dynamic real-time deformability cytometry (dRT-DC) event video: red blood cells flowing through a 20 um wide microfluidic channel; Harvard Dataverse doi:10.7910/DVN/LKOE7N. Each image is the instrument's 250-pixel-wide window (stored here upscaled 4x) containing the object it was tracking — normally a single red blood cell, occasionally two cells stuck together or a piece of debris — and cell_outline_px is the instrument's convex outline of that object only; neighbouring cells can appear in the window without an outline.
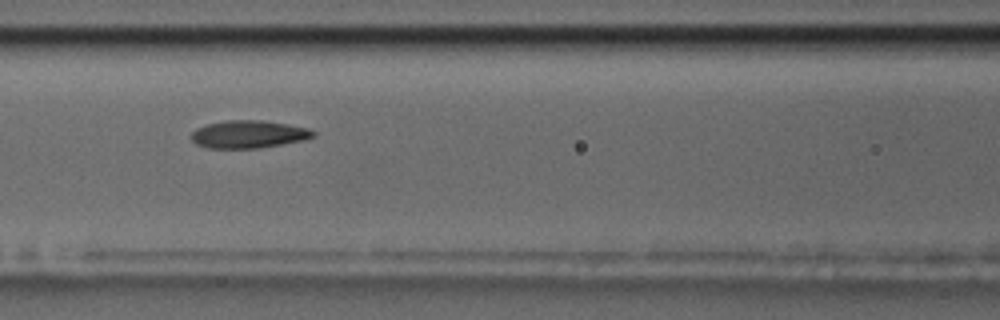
{"species": "common noctule bat (a hibernating species)", "species_latin": "Nyctalus noctula", "temperature_condition": "room temperature", "stored_images_in_passage": 43, "camera_frame_rate_fps": 3000, "um_per_image_px": 0.085, "animal": {"sex": "male", "body_mass_g": 17.5, "forearm_length_mm": 52.3}, "frame": {"image": 1, "passage_image": 14, "time_ms": 4.333, "image_size_px": [1000, 320], "cell_outline_px": [[316, 136], [304, 140], [260, 148], [208, 148], [196, 144], [192, 140], [192, 132], [196, 128], [208, 124], [228, 120], [260, 120], [288, 124], [308, 128], [316, 132]], "centroid_in_image_um": [21.15, 11.41], "position_along_channel_um": 145.4, "area_um2": 19.65}}
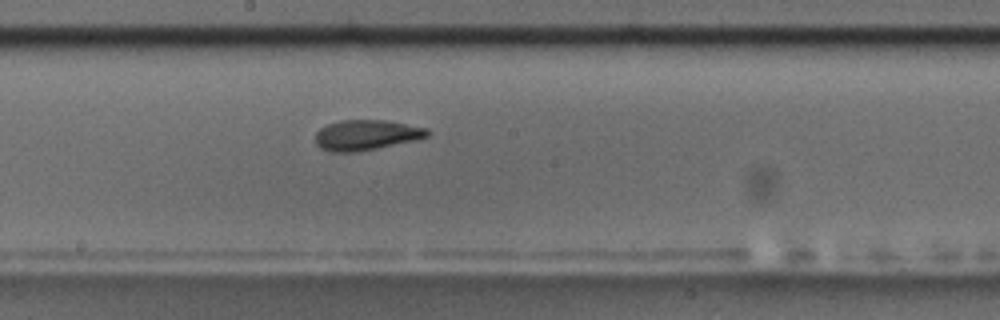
{"frame": {"image": 2, "passage_image": 20, "time_ms": 6.333, "image_size_px": [1000, 320], "cell_outline_px": [[432, 132], [428, 136], [416, 140], [356, 152], [328, 152], [320, 148], [316, 144], [316, 132], [320, 128], [328, 124], [340, 120], [384, 120], [428, 128]], "centroid_in_image_um": [31.13, 11.48], "position_along_channel_um": 217.1, "area_um2": 19.83}}
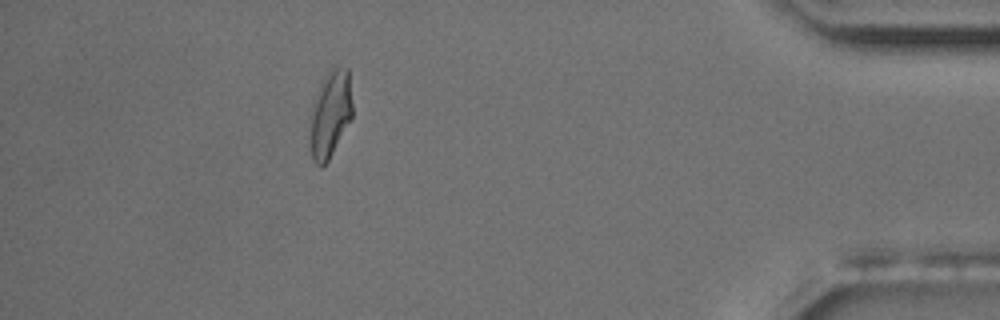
{"frame": {"image": 3, "passage_image": 40, "time_ms": 13.0, "image_size_px": [1000, 320], "cell_outline_px": [[352, 116], [324, 168], [320, 168], [312, 160], [312, 104], [316, 92], [328, 68], [332, 64], [348, 68], [352, 104]], "centroid_in_image_um": [28.09, 9.61], "position_along_channel_um": 407.1, "area_um2": 21.27}, "authors_computed_cell_mechanics": {"area_um2": 19.5942, "velocity_mm_per_s": 3.6023, "shape_relaxation_time_tau1_ms": 5.5804, "shape_relaxation_time_tau2_ms": 2.5053, "deformation_change_tau1": 0.1786, "deformation_change_tau2": 0.1068}}